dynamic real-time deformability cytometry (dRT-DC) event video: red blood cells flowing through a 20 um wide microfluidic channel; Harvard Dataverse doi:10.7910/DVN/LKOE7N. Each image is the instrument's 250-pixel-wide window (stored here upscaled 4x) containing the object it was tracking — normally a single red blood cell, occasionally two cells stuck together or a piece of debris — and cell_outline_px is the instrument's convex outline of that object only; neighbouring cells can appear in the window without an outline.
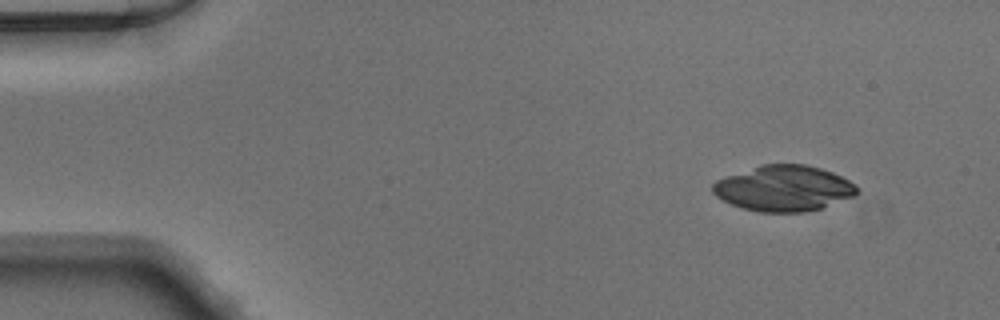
{"species": "Egyptian fruit bat (a non-hibernating species)", "species_latin": "Rousettus aegyptiacus", "temperature_condition": "warm", "stored_images_in_passage": 45, "camera_frame_rate_fps": 3000, "um_per_image_px": 0.085, "animal": {"sex": "male"}, "frame": {"image": 1, "passage_image": 1, "time_ms": 0.0, "image_size_px": [1000, 320], "cell_outline_px": [[860, 192], [852, 196], [820, 208], [804, 212], [760, 212], [744, 208], [732, 204], [716, 196], [712, 192], [712, 184], [716, 180], [760, 164], [804, 164], [820, 168], [832, 172], [856, 184], [860, 188]], "centroid_in_image_um": [66.62, 16.0], "position_along_channel_um": 18.4, "area_um2": 38.21}}